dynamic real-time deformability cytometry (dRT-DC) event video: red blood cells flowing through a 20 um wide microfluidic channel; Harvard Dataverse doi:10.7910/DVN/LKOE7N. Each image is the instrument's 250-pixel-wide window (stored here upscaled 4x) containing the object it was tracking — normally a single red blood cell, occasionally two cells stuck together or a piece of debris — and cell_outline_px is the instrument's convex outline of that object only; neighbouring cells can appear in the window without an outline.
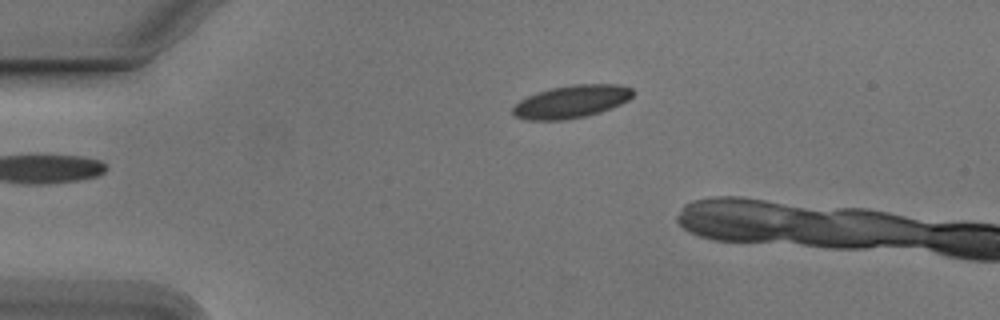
{"species": "Egyptian fruit bat (a non-hibernating species)", "species_latin": "Rousettus aegyptiacus", "temperature_condition": "cold", "stored_images_in_passage": 5, "camera_frame_rate_fps": 3000, "um_per_image_px": 0.085, "animal": {"sex": "male"}, "frame": {"image": 1, "passage_image": 1, "time_ms": 0.0, "image_size_px": [1000, 320], "cell_outline_px": [[636, 92], [628, 100], [620, 104], [600, 112], [584, 116], [560, 120], [528, 120], [516, 116], [512, 112], [512, 108], [520, 100], [536, 92], [552, 88], [572, 84], [616, 84], [632, 88]], "centroid_in_image_um": [48.58, 8.62], "position_along_channel_um": 36.4, "area_um2": 22.77}}